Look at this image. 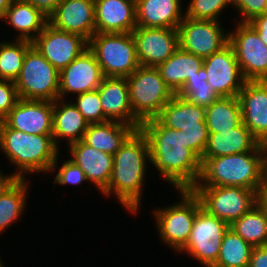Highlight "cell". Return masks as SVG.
<instances>
[{
    "label": "cell",
    "mask_w": 267,
    "mask_h": 267,
    "mask_svg": "<svg viewBox=\"0 0 267 267\" xmlns=\"http://www.w3.org/2000/svg\"><path fill=\"white\" fill-rule=\"evenodd\" d=\"M139 129L149 144L150 163L178 190H191L199 181L201 160L186 146L183 134L157 118L144 121Z\"/></svg>",
    "instance_id": "6da1fadb"
},
{
    "label": "cell",
    "mask_w": 267,
    "mask_h": 267,
    "mask_svg": "<svg viewBox=\"0 0 267 267\" xmlns=\"http://www.w3.org/2000/svg\"><path fill=\"white\" fill-rule=\"evenodd\" d=\"M150 159L149 144L140 129L135 130L113 155L109 184L102 192L114 193L129 211L139 209L145 163Z\"/></svg>",
    "instance_id": "7a4b0ae2"
},
{
    "label": "cell",
    "mask_w": 267,
    "mask_h": 267,
    "mask_svg": "<svg viewBox=\"0 0 267 267\" xmlns=\"http://www.w3.org/2000/svg\"><path fill=\"white\" fill-rule=\"evenodd\" d=\"M0 146L8 160L20 169L14 173L20 179L25 177L22 172H48L56 166L58 146L52 135H30L0 121Z\"/></svg>",
    "instance_id": "3957f363"
},
{
    "label": "cell",
    "mask_w": 267,
    "mask_h": 267,
    "mask_svg": "<svg viewBox=\"0 0 267 267\" xmlns=\"http://www.w3.org/2000/svg\"><path fill=\"white\" fill-rule=\"evenodd\" d=\"M200 160L201 174L195 186H239L260 194L265 180L260 151Z\"/></svg>",
    "instance_id": "277c9868"
},
{
    "label": "cell",
    "mask_w": 267,
    "mask_h": 267,
    "mask_svg": "<svg viewBox=\"0 0 267 267\" xmlns=\"http://www.w3.org/2000/svg\"><path fill=\"white\" fill-rule=\"evenodd\" d=\"M88 48L104 77L127 78L140 66L132 33H95Z\"/></svg>",
    "instance_id": "5b68a950"
},
{
    "label": "cell",
    "mask_w": 267,
    "mask_h": 267,
    "mask_svg": "<svg viewBox=\"0 0 267 267\" xmlns=\"http://www.w3.org/2000/svg\"><path fill=\"white\" fill-rule=\"evenodd\" d=\"M126 79L132 112L141 123L156 118L175 95L156 67L139 66Z\"/></svg>",
    "instance_id": "8992f818"
},
{
    "label": "cell",
    "mask_w": 267,
    "mask_h": 267,
    "mask_svg": "<svg viewBox=\"0 0 267 267\" xmlns=\"http://www.w3.org/2000/svg\"><path fill=\"white\" fill-rule=\"evenodd\" d=\"M60 72L32 45L14 81L19 98L54 102L59 99Z\"/></svg>",
    "instance_id": "52a82bcc"
},
{
    "label": "cell",
    "mask_w": 267,
    "mask_h": 267,
    "mask_svg": "<svg viewBox=\"0 0 267 267\" xmlns=\"http://www.w3.org/2000/svg\"><path fill=\"white\" fill-rule=\"evenodd\" d=\"M191 190L204 210L229 225L259 202L255 190L239 186H194Z\"/></svg>",
    "instance_id": "ba28073f"
},
{
    "label": "cell",
    "mask_w": 267,
    "mask_h": 267,
    "mask_svg": "<svg viewBox=\"0 0 267 267\" xmlns=\"http://www.w3.org/2000/svg\"><path fill=\"white\" fill-rule=\"evenodd\" d=\"M182 202L154 214L161 238L179 252L185 247L198 210L202 207L192 190H179Z\"/></svg>",
    "instance_id": "9c48e42d"
},
{
    "label": "cell",
    "mask_w": 267,
    "mask_h": 267,
    "mask_svg": "<svg viewBox=\"0 0 267 267\" xmlns=\"http://www.w3.org/2000/svg\"><path fill=\"white\" fill-rule=\"evenodd\" d=\"M229 224L202 207L196 213L186 250L206 267H212L219 256L221 243Z\"/></svg>",
    "instance_id": "30bf717a"
},
{
    "label": "cell",
    "mask_w": 267,
    "mask_h": 267,
    "mask_svg": "<svg viewBox=\"0 0 267 267\" xmlns=\"http://www.w3.org/2000/svg\"><path fill=\"white\" fill-rule=\"evenodd\" d=\"M229 35L235 57L247 81H267V45L249 23H241Z\"/></svg>",
    "instance_id": "8fae6325"
},
{
    "label": "cell",
    "mask_w": 267,
    "mask_h": 267,
    "mask_svg": "<svg viewBox=\"0 0 267 267\" xmlns=\"http://www.w3.org/2000/svg\"><path fill=\"white\" fill-rule=\"evenodd\" d=\"M218 21L186 18L178 25L179 48L198 57L206 58L229 43Z\"/></svg>",
    "instance_id": "7c38bea8"
},
{
    "label": "cell",
    "mask_w": 267,
    "mask_h": 267,
    "mask_svg": "<svg viewBox=\"0 0 267 267\" xmlns=\"http://www.w3.org/2000/svg\"><path fill=\"white\" fill-rule=\"evenodd\" d=\"M31 42L59 72L88 48V41L84 37L56 29L49 23Z\"/></svg>",
    "instance_id": "4fadbf2b"
},
{
    "label": "cell",
    "mask_w": 267,
    "mask_h": 267,
    "mask_svg": "<svg viewBox=\"0 0 267 267\" xmlns=\"http://www.w3.org/2000/svg\"><path fill=\"white\" fill-rule=\"evenodd\" d=\"M203 67L207 72L209 86L220 98L237 96L247 81L242 75L234 50L229 43L204 58Z\"/></svg>",
    "instance_id": "5bb4252c"
},
{
    "label": "cell",
    "mask_w": 267,
    "mask_h": 267,
    "mask_svg": "<svg viewBox=\"0 0 267 267\" xmlns=\"http://www.w3.org/2000/svg\"><path fill=\"white\" fill-rule=\"evenodd\" d=\"M132 35L140 66L157 67L179 48L177 29L136 27Z\"/></svg>",
    "instance_id": "9a60e30c"
},
{
    "label": "cell",
    "mask_w": 267,
    "mask_h": 267,
    "mask_svg": "<svg viewBox=\"0 0 267 267\" xmlns=\"http://www.w3.org/2000/svg\"><path fill=\"white\" fill-rule=\"evenodd\" d=\"M2 121L9 128L30 135H52L53 102L19 98Z\"/></svg>",
    "instance_id": "2e32d148"
},
{
    "label": "cell",
    "mask_w": 267,
    "mask_h": 267,
    "mask_svg": "<svg viewBox=\"0 0 267 267\" xmlns=\"http://www.w3.org/2000/svg\"><path fill=\"white\" fill-rule=\"evenodd\" d=\"M104 75L93 52L87 48L59 74V99L68 93H85L96 90ZM68 92V93H67Z\"/></svg>",
    "instance_id": "e0dca14e"
},
{
    "label": "cell",
    "mask_w": 267,
    "mask_h": 267,
    "mask_svg": "<svg viewBox=\"0 0 267 267\" xmlns=\"http://www.w3.org/2000/svg\"><path fill=\"white\" fill-rule=\"evenodd\" d=\"M48 23L89 41L96 33L94 0H62L48 16Z\"/></svg>",
    "instance_id": "ac0fdd59"
},
{
    "label": "cell",
    "mask_w": 267,
    "mask_h": 267,
    "mask_svg": "<svg viewBox=\"0 0 267 267\" xmlns=\"http://www.w3.org/2000/svg\"><path fill=\"white\" fill-rule=\"evenodd\" d=\"M237 98L242 123L258 141L267 137V81H246Z\"/></svg>",
    "instance_id": "d6986e66"
},
{
    "label": "cell",
    "mask_w": 267,
    "mask_h": 267,
    "mask_svg": "<svg viewBox=\"0 0 267 267\" xmlns=\"http://www.w3.org/2000/svg\"><path fill=\"white\" fill-rule=\"evenodd\" d=\"M97 91L108 121L131 125L136 130L140 128L141 122L132 112L126 78L104 77Z\"/></svg>",
    "instance_id": "ffe728a7"
},
{
    "label": "cell",
    "mask_w": 267,
    "mask_h": 267,
    "mask_svg": "<svg viewBox=\"0 0 267 267\" xmlns=\"http://www.w3.org/2000/svg\"><path fill=\"white\" fill-rule=\"evenodd\" d=\"M96 33H132L137 27L135 0H94Z\"/></svg>",
    "instance_id": "44dd1931"
},
{
    "label": "cell",
    "mask_w": 267,
    "mask_h": 267,
    "mask_svg": "<svg viewBox=\"0 0 267 267\" xmlns=\"http://www.w3.org/2000/svg\"><path fill=\"white\" fill-rule=\"evenodd\" d=\"M72 161L85 173L87 180L93 182L103 192L113 169V155L94 149L82 140L70 144Z\"/></svg>",
    "instance_id": "7402d4cb"
},
{
    "label": "cell",
    "mask_w": 267,
    "mask_h": 267,
    "mask_svg": "<svg viewBox=\"0 0 267 267\" xmlns=\"http://www.w3.org/2000/svg\"><path fill=\"white\" fill-rule=\"evenodd\" d=\"M137 27L177 29L182 22L180 0H135Z\"/></svg>",
    "instance_id": "603a6c76"
},
{
    "label": "cell",
    "mask_w": 267,
    "mask_h": 267,
    "mask_svg": "<svg viewBox=\"0 0 267 267\" xmlns=\"http://www.w3.org/2000/svg\"><path fill=\"white\" fill-rule=\"evenodd\" d=\"M250 151H260L258 140L241 122L230 131L209 134L208 143L202 158H216Z\"/></svg>",
    "instance_id": "cb8c5ba5"
},
{
    "label": "cell",
    "mask_w": 267,
    "mask_h": 267,
    "mask_svg": "<svg viewBox=\"0 0 267 267\" xmlns=\"http://www.w3.org/2000/svg\"><path fill=\"white\" fill-rule=\"evenodd\" d=\"M136 129L117 121L90 123L82 141L101 152L114 155Z\"/></svg>",
    "instance_id": "d4e9b609"
},
{
    "label": "cell",
    "mask_w": 267,
    "mask_h": 267,
    "mask_svg": "<svg viewBox=\"0 0 267 267\" xmlns=\"http://www.w3.org/2000/svg\"><path fill=\"white\" fill-rule=\"evenodd\" d=\"M203 60L201 57L178 48L171 57L156 68L166 85L176 94L187 79L192 78L200 70Z\"/></svg>",
    "instance_id": "484cf974"
},
{
    "label": "cell",
    "mask_w": 267,
    "mask_h": 267,
    "mask_svg": "<svg viewBox=\"0 0 267 267\" xmlns=\"http://www.w3.org/2000/svg\"><path fill=\"white\" fill-rule=\"evenodd\" d=\"M59 101L60 99H57L53 102L52 137L55 145H58L56 140L61 137H67L69 144L79 142L83 139L89 123L73 103L65 104L64 100ZM58 103H61L62 107Z\"/></svg>",
    "instance_id": "4316f807"
},
{
    "label": "cell",
    "mask_w": 267,
    "mask_h": 267,
    "mask_svg": "<svg viewBox=\"0 0 267 267\" xmlns=\"http://www.w3.org/2000/svg\"><path fill=\"white\" fill-rule=\"evenodd\" d=\"M3 19L21 32L17 39L28 41H33L48 23V17L25 0H13Z\"/></svg>",
    "instance_id": "83f0119b"
},
{
    "label": "cell",
    "mask_w": 267,
    "mask_h": 267,
    "mask_svg": "<svg viewBox=\"0 0 267 267\" xmlns=\"http://www.w3.org/2000/svg\"><path fill=\"white\" fill-rule=\"evenodd\" d=\"M156 118L164 126L179 131L181 127L206 126L205 108L191 104L177 94L162 108Z\"/></svg>",
    "instance_id": "f1b7e54d"
},
{
    "label": "cell",
    "mask_w": 267,
    "mask_h": 267,
    "mask_svg": "<svg viewBox=\"0 0 267 267\" xmlns=\"http://www.w3.org/2000/svg\"><path fill=\"white\" fill-rule=\"evenodd\" d=\"M241 122V109L237 96L221 97L205 108V124L209 134L230 131Z\"/></svg>",
    "instance_id": "f546056e"
},
{
    "label": "cell",
    "mask_w": 267,
    "mask_h": 267,
    "mask_svg": "<svg viewBox=\"0 0 267 267\" xmlns=\"http://www.w3.org/2000/svg\"><path fill=\"white\" fill-rule=\"evenodd\" d=\"M229 228L253 247L263 246L267 241V209L258 202Z\"/></svg>",
    "instance_id": "4dcf8cb0"
},
{
    "label": "cell",
    "mask_w": 267,
    "mask_h": 267,
    "mask_svg": "<svg viewBox=\"0 0 267 267\" xmlns=\"http://www.w3.org/2000/svg\"><path fill=\"white\" fill-rule=\"evenodd\" d=\"M253 246L231 228L225 232L220 253L212 267H248Z\"/></svg>",
    "instance_id": "1f68e13d"
},
{
    "label": "cell",
    "mask_w": 267,
    "mask_h": 267,
    "mask_svg": "<svg viewBox=\"0 0 267 267\" xmlns=\"http://www.w3.org/2000/svg\"><path fill=\"white\" fill-rule=\"evenodd\" d=\"M27 186L24 178H19L0 196V232L21 216L26 201Z\"/></svg>",
    "instance_id": "d6a6232c"
},
{
    "label": "cell",
    "mask_w": 267,
    "mask_h": 267,
    "mask_svg": "<svg viewBox=\"0 0 267 267\" xmlns=\"http://www.w3.org/2000/svg\"><path fill=\"white\" fill-rule=\"evenodd\" d=\"M0 43V79L15 81L22 69L27 50L32 46L28 40Z\"/></svg>",
    "instance_id": "836d02e7"
},
{
    "label": "cell",
    "mask_w": 267,
    "mask_h": 267,
    "mask_svg": "<svg viewBox=\"0 0 267 267\" xmlns=\"http://www.w3.org/2000/svg\"><path fill=\"white\" fill-rule=\"evenodd\" d=\"M191 104L207 108L220 97L209 86L207 72L202 66L196 75L188 78L184 86L176 93Z\"/></svg>",
    "instance_id": "e575fe53"
},
{
    "label": "cell",
    "mask_w": 267,
    "mask_h": 267,
    "mask_svg": "<svg viewBox=\"0 0 267 267\" xmlns=\"http://www.w3.org/2000/svg\"><path fill=\"white\" fill-rule=\"evenodd\" d=\"M229 3L232 4V0H191L184 17L194 20L218 21V14Z\"/></svg>",
    "instance_id": "d590c367"
},
{
    "label": "cell",
    "mask_w": 267,
    "mask_h": 267,
    "mask_svg": "<svg viewBox=\"0 0 267 267\" xmlns=\"http://www.w3.org/2000/svg\"><path fill=\"white\" fill-rule=\"evenodd\" d=\"M77 95V102L73 104L89 124L108 121L103 114L101 100L97 89Z\"/></svg>",
    "instance_id": "8d00e7d4"
},
{
    "label": "cell",
    "mask_w": 267,
    "mask_h": 267,
    "mask_svg": "<svg viewBox=\"0 0 267 267\" xmlns=\"http://www.w3.org/2000/svg\"><path fill=\"white\" fill-rule=\"evenodd\" d=\"M180 132L183 134L186 146L201 159L208 143L207 126L181 127Z\"/></svg>",
    "instance_id": "74e56055"
},
{
    "label": "cell",
    "mask_w": 267,
    "mask_h": 267,
    "mask_svg": "<svg viewBox=\"0 0 267 267\" xmlns=\"http://www.w3.org/2000/svg\"><path fill=\"white\" fill-rule=\"evenodd\" d=\"M18 99L14 81L0 79V121L14 108Z\"/></svg>",
    "instance_id": "f35d334b"
},
{
    "label": "cell",
    "mask_w": 267,
    "mask_h": 267,
    "mask_svg": "<svg viewBox=\"0 0 267 267\" xmlns=\"http://www.w3.org/2000/svg\"><path fill=\"white\" fill-rule=\"evenodd\" d=\"M232 4L243 15L241 23H249L267 12V0H232Z\"/></svg>",
    "instance_id": "ab89813d"
},
{
    "label": "cell",
    "mask_w": 267,
    "mask_h": 267,
    "mask_svg": "<svg viewBox=\"0 0 267 267\" xmlns=\"http://www.w3.org/2000/svg\"><path fill=\"white\" fill-rule=\"evenodd\" d=\"M84 180H87L84 171L70 161V159L63 163L55 177V183L62 185L80 184Z\"/></svg>",
    "instance_id": "60d3db41"
},
{
    "label": "cell",
    "mask_w": 267,
    "mask_h": 267,
    "mask_svg": "<svg viewBox=\"0 0 267 267\" xmlns=\"http://www.w3.org/2000/svg\"><path fill=\"white\" fill-rule=\"evenodd\" d=\"M248 267H267V247H253Z\"/></svg>",
    "instance_id": "b9f144b4"
},
{
    "label": "cell",
    "mask_w": 267,
    "mask_h": 267,
    "mask_svg": "<svg viewBox=\"0 0 267 267\" xmlns=\"http://www.w3.org/2000/svg\"><path fill=\"white\" fill-rule=\"evenodd\" d=\"M249 24L257 31L264 44L267 45V13L255 17Z\"/></svg>",
    "instance_id": "7bdbcfd3"
},
{
    "label": "cell",
    "mask_w": 267,
    "mask_h": 267,
    "mask_svg": "<svg viewBox=\"0 0 267 267\" xmlns=\"http://www.w3.org/2000/svg\"><path fill=\"white\" fill-rule=\"evenodd\" d=\"M41 10L47 17L55 10L62 0H25Z\"/></svg>",
    "instance_id": "ee69618b"
},
{
    "label": "cell",
    "mask_w": 267,
    "mask_h": 267,
    "mask_svg": "<svg viewBox=\"0 0 267 267\" xmlns=\"http://www.w3.org/2000/svg\"><path fill=\"white\" fill-rule=\"evenodd\" d=\"M258 147L261 153L262 172L264 179H267V137L258 141Z\"/></svg>",
    "instance_id": "f6af8a7d"
},
{
    "label": "cell",
    "mask_w": 267,
    "mask_h": 267,
    "mask_svg": "<svg viewBox=\"0 0 267 267\" xmlns=\"http://www.w3.org/2000/svg\"><path fill=\"white\" fill-rule=\"evenodd\" d=\"M19 178L13 173L10 176H3L0 173V196L9 189Z\"/></svg>",
    "instance_id": "bcb514c9"
},
{
    "label": "cell",
    "mask_w": 267,
    "mask_h": 267,
    "mask_svg": "<svg viewBox=\"0 0 267 267\" xmlns=\"http://www.w3.org/2000/svg\"><path fill=\"white\" fill-rule=\"evenodd\" d=\"M259 202L267 209V179L264 180L261 192L259 194Z\"/></svg>",
    "instance_id": "7dc6e473"
},
{
    "label": "cell",
    "mask_w": 267,
    "mask_h": 267,
    "mask_svg": "<svg viewBox=\"0 0 267 267\" xmlns=\"http://www.w3.org/2000/svg\"><path fill=\"white\" fill-rule=\"evenodd\" d=\"M13 0H0V19H3L6 10L10 7Z\"/></svg>",
    "instance_id": "c3c4849f"
}]
</instances>
